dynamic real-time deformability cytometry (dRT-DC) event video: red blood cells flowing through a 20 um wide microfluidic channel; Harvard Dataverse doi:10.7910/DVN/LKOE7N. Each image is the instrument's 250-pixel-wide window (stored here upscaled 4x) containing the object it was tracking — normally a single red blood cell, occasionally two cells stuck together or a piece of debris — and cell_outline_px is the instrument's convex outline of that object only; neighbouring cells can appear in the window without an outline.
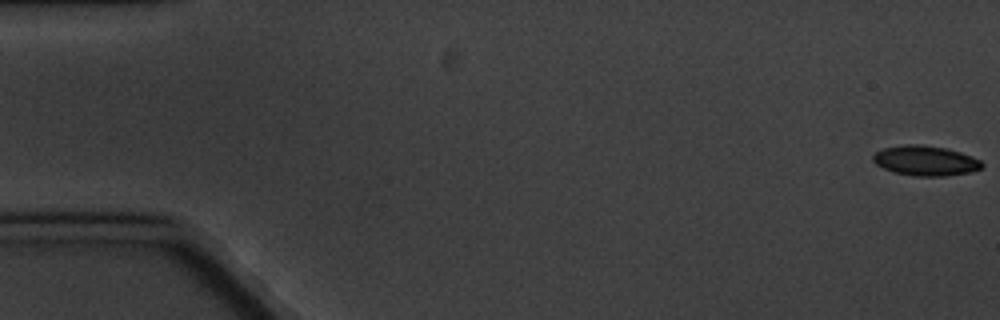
{"species": "common noctule bat (a hibernating species)", "species_latin": "Nyctalus noctula", "temperature_condition": "cold", "stored_images_in_passage": 6, "camera_frame_rate_fps": 3000, "um_per_image_px": 0.085, "animal": {"sex": "male", "body_mass_g": 20.1, "forearm_length_mm": 53.5}, "frame": {"image": 1, "passage_image": 1, "time_ms": 0.0, "image_size_px": [1000, 320], "cell_outline_px": [[984, 168], [972, 172], [944, 176], [912, 176], [892, 172], [876, 164], [872, 160], [872, 156], [876, 152], [884, 148], [908, 144], [916, 144], [948, 148], [972, 156], [980, 160], [984, 164]], "centroid_in_image_um": [78.69, 13.67], "position_along_channel_um": 6.3, "area_um2": 19.19}}
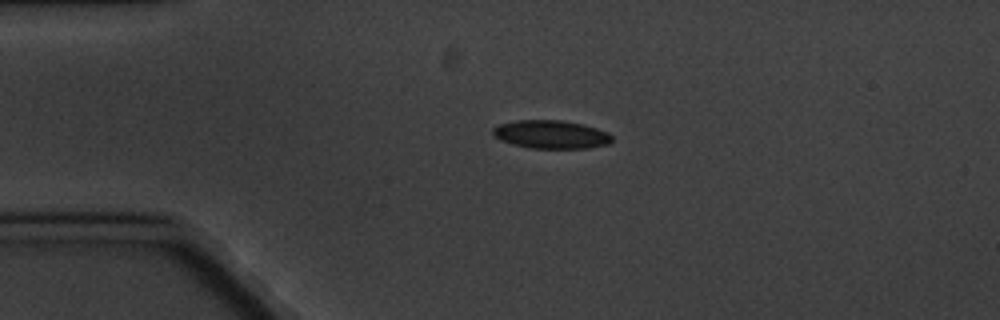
{"frame": {"image": 2, "passage_image": 5, "time_ms": 4.333, "image_size_px": [1000, 320], "cell_outline_px": [[612, 140], [608, 144], [588, 148], [528, 148], [512, 144], [500, 140], [492, 136], [492, 128], [500, 124], [516, 120], [564, 120], [584, 124], [608, 132], [612, 136]], "centroid_in_image_um": [46.82, 11.42], "position_along_channel_um": 38.2, "area_um2": 19.83}}